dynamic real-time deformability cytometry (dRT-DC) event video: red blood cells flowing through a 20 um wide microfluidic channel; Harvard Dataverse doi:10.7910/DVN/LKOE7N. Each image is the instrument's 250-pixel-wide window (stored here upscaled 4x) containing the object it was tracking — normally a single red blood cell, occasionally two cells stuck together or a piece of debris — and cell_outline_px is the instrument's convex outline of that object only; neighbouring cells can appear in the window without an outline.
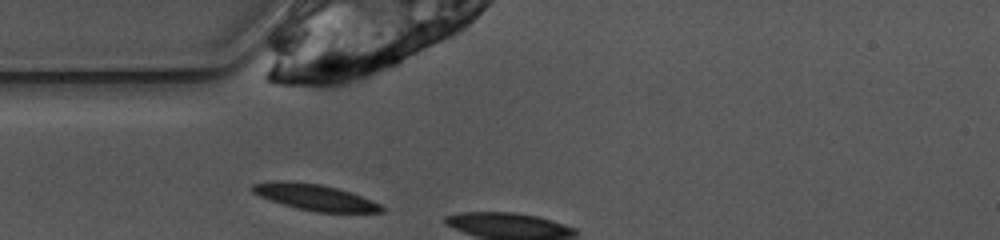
{"species": "common noctule bat (a hibernating species)", "species_latin": "Nyctalus noctula", "temperature_condition": "warm", "stored_images_in_passage": 3, "camera_frame_rate_fps": 3000, "um_per_image_px": 0.085, "animal": {"sex": "female", "body_mass_g": 10.0, "forearm_length_mm": 53.1}, "frame": {"image": 1, "passage_image": 1, "time_ms": 0.0, "image_size_px": [1000, 240], "cell_outline_px": [[384, 212], [320, 212], [296, 208], [260, 196], [252, 192], [248, 188], [252, 184], [272, 180], [284, 180], [320, 184], [352, 192], [372, 200], [380, 204], [384, 208]], "centroid_in_image_um": [26.74, 16.75], "position_along_channel_um": 58.3, "area_um2": 19.65}}